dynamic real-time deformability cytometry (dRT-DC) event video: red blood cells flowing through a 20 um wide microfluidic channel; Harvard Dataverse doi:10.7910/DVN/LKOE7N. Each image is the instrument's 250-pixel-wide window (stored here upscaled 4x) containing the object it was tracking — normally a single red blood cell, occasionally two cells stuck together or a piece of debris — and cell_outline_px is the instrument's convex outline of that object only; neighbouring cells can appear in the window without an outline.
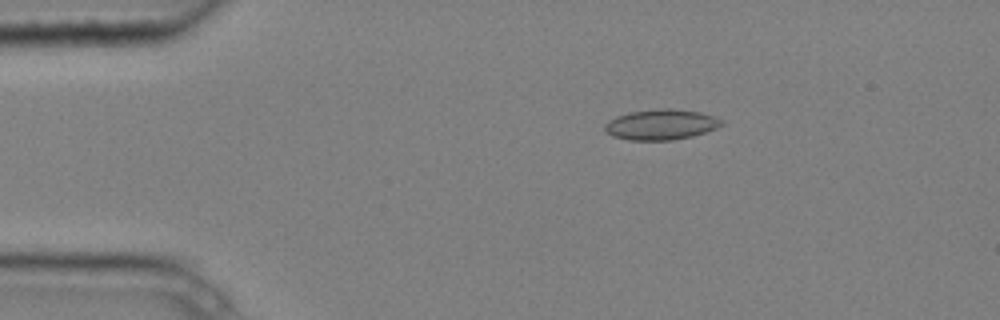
{"species": "common noctule bat (a hibernating species)", "species_latin": "Nyctalus noctula", "temperature_condition": "cold", "stored_images_in_passage": 5, "camera_frame_rate_fps": 3000, "um_per_image_px": 0.085, "animal": {"sex": "male", "body_mass_g": 20.4}, "frame": {"image": 1, "passage_image": 3, "time_ms": 0.667, "image_size_px": [1000, 320], "cell_outline_px": [[724, 124], [716, 128], [692, 136], [672, 140], [628, 140], [612, 136], [604, 128], [604, 124], [608, 120], [616, 116], [628, 112], [660, 108], [668, 108], [700, 112], [716, 116]], "centroid_in_image_um": [56.16, 10.58], "position_along_channel_um": 28.8, "area_um2": 20.75}}
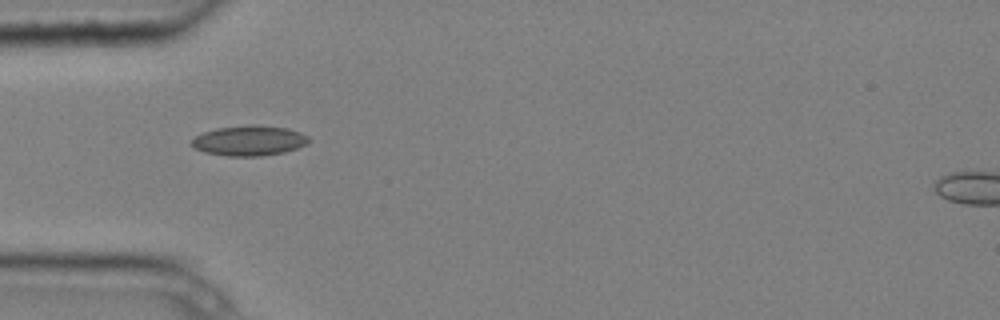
{"frame": {"image": 2, "passage_image": 5, "time_ms": 1.333, "image_size_px": [1000, 320], "cell_outline_px": [[312, 140], [308, 144], [284, 152], [260, 156], [228, 156], [204, 152], [196, 148], [192, 144], [192, 140], [196, 136], [204, 132], [216, 128], [248, 124], [256, 124], [288, 128], [300, 132], [308, 136]], "centroid_in_image_um": [21.23, 11.94], "position_along_channel_um": 63.8, "area_um2": 20.69}}